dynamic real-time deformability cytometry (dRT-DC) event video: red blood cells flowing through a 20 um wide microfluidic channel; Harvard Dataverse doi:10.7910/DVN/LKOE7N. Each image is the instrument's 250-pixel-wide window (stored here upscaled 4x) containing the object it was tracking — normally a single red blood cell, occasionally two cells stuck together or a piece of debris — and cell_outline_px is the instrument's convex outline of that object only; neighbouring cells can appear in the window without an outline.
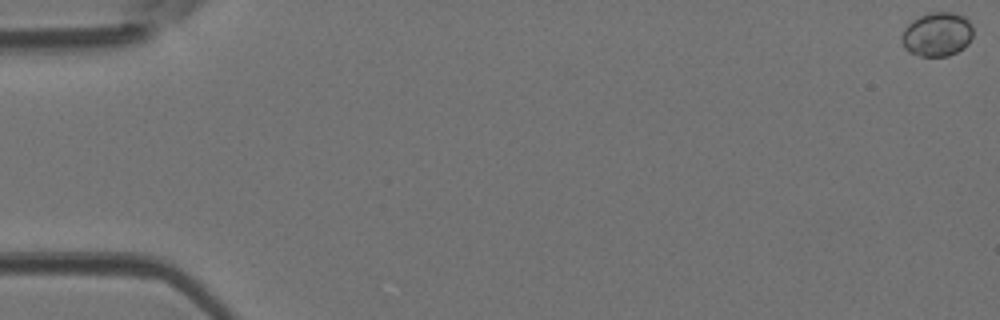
{"species": "Egyptian fruit bat (a non-hibernating species)", "species_latin": "Rousettus aegyptiacus", "temperature_condition": "room temperature", "stored_images_in_passage": 47, "camera_frame_rate_fps": 3000, "um_per_image_px": 0.085, "animal": {"sex": "female"}, "frame": {"image": 1, "passage_image": 1, "time_ms": 0.0, "image_size_px": [1000, 320], "cell_outline_px": [[972, 36], [968, 44], [964, 48], [948, 56], [920, 56], [908, 52], [904, 48], [900, 40], [904, 28], [912, 20], [928, 12], [952, 12], [964, 16], [968, 20], [972, 28]], "centroid_in_image_um": [79.63, 2.92], "position_along_channel_um": 5.4, "area_um2": 18.5}}
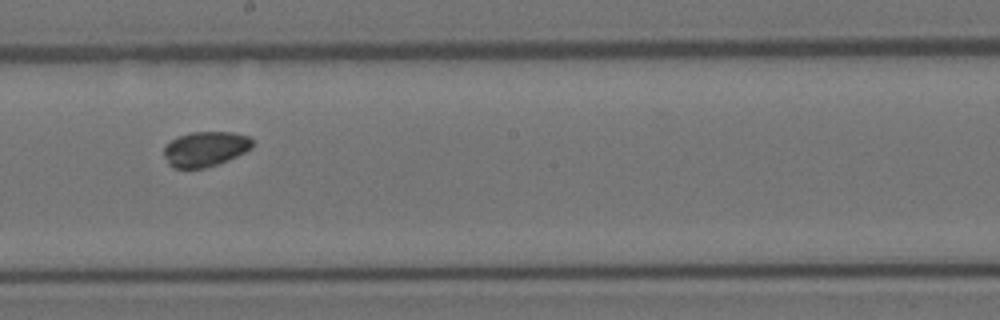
{"frame": {"image": 2, "passage_image": 27, "time_ms": 8.667, "image_size_px": [1000, 320], "cell_outline_px": [[252, 148], [228, 160], [204, 168], [172, 168], [168, 164], [164, 156], [164, 148], [172, 140], [180, 136], [192, 132], [232, 132], [248, 136], [252, 140]], "centroid_in_image_um": [17.44, 12.67], "position_along_channel_um": 230.8, "area_um2": 17.86}}
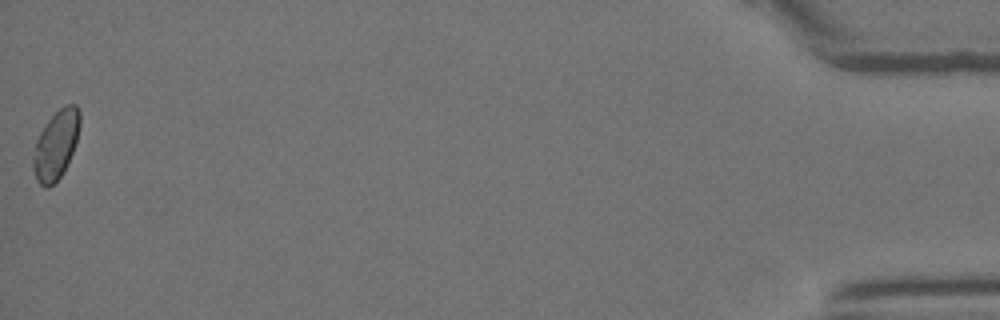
{"frame": {"image": 3, "passage_image": 47, "time_ms": 15.333, "image_size_px": [1000, 320], "cell_outline_px": [[80, 124], [76, 140], [72, 152], [64, 172], [48, 188], [44, 188], [36, 180], [32, 168], [32, 160], [36, 140], [40, 132], [48, 120], [64, 104], [76, 104], [80, 112]], "centroid_in_image_um": [4.74, 12.31], "position_along_channel_um": 430.5, "area_um2": 18.67}}